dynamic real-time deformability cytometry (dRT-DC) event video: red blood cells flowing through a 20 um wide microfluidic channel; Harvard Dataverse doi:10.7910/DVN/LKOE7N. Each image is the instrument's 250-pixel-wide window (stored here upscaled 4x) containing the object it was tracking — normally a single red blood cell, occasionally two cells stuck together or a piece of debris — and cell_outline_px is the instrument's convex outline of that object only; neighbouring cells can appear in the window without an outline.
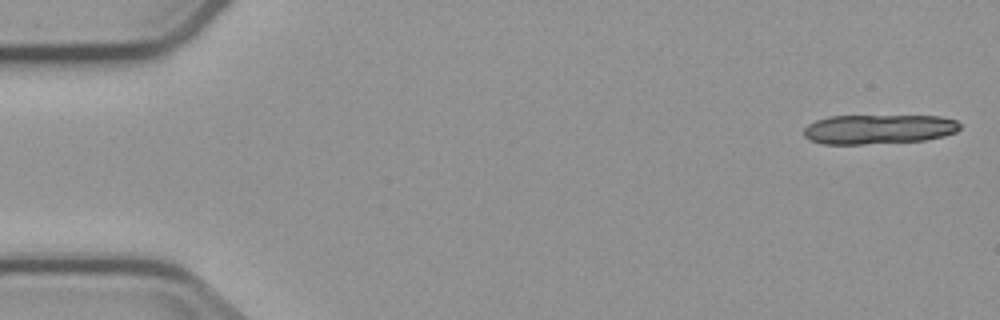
{"species": "common noctule bat (a hibernating species)", "species_latin": "Nyctalus noctula", "temperature_condition": "cold", "stored_images_in_passage": 5, "camera_frame_rate_fps": 3000, "um_per_image_px": 0.085, "animal": {"sex": "male", "body_mass_g": 23.1, "forearm_length_mm": 52.7}, "frame": {"image": 1, "passage_image": 1, "time_ms": 0.0, "image_size_px": [1000, 320], "cell_outline_px": [[960, 128], [956, 132], [944, 136], [924, 140], [864, 144], [824, 144], [808, 140], [804, 136], [804, 128], [808, 124], [816, 120], [828, 116], [940, 116], [956, 120], [960, 124]], "centroid_in_image_um": [74.66, 10.98], "position_along_channel_um": 10.3, "area_um2": 26.93}}